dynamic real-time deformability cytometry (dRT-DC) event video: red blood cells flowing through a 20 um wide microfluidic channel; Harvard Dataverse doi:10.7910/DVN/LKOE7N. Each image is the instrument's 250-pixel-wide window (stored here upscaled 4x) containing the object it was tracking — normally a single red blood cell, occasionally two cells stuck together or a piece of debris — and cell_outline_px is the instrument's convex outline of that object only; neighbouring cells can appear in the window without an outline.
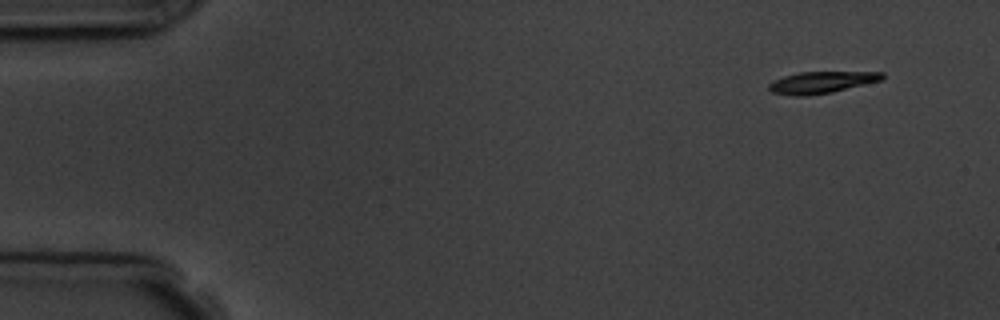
{"species": "common noctule bat (a hibernating species)", "species_latin": "Nyctalus noctula", "temperature_condition": "room temperature", "stored_images_in_passage": 6, "camera_frame_rate_fps": 3000, "um_per_image_px": 0.085, "animal": {"sex": "male", "body_mass_g": 19.5, "forearm_length_mm": 54.6}, "frame": {"image": 1, "passage_image": 1, "time_ms": 0.0, "image_size_px": [1000, 320], "cell_outline_px": [[884, 76], [880, 80], [832, 92], [808, 96], [792, 96], [772, 92], [768, 88], [768, 84], [772, 80], [784, 76], [800, 72], [884, 72]], "centroid_in_image_um": [69.76, 7.0], "position_along_channel_um": 15.2, "area_um2": 14.28}}
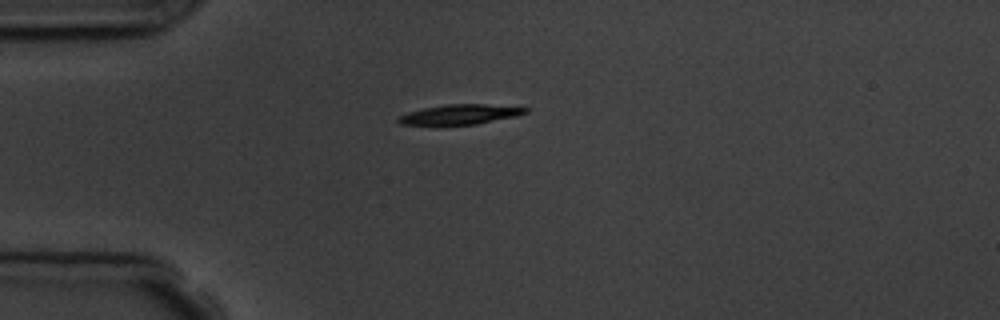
{"frame": {"image": 2, "passage_image": 4, "time_ms": 3.333, "image_size_px": [1000, 320], "cell_outline_px": [[528, 112], [516, 116], [476, 124], [440, 128], [400, 124], [396, 120], [400, 116], [408, 112], [424, 108], [448, 104], [484, 104], [528, 108]], "centroid_in_image_um": [38.99, 9.78], "position_along_channel_um": 46.0, "area_um2": 15.43}}
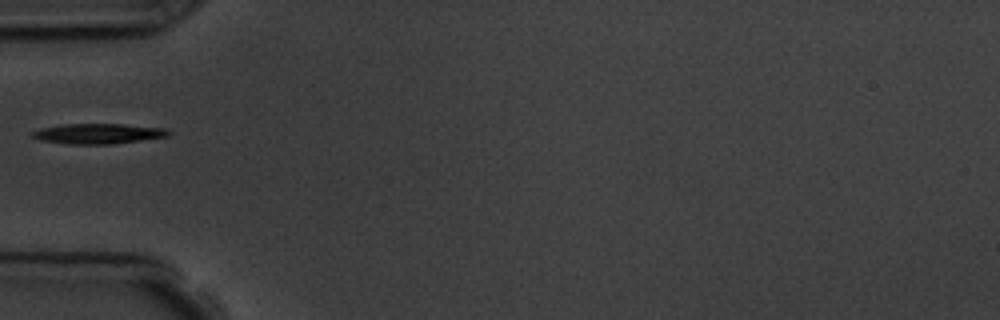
{"frame": {"image": 3, "passage_image": 5, "time_ms": 4.667, "image_size_px": [1000, 320], "cell_outline_px": [[172, 132], [168, 136], [112, 144], [68, 144], [40, 140], [32, 136], [32, 132], [40, 128], [64, 124], [124, 124], [168, 128]], "centroid_in_image_um": [8.38, 11.35], "position_along_channel_um": 76.6, "area_um2": 16.07}}